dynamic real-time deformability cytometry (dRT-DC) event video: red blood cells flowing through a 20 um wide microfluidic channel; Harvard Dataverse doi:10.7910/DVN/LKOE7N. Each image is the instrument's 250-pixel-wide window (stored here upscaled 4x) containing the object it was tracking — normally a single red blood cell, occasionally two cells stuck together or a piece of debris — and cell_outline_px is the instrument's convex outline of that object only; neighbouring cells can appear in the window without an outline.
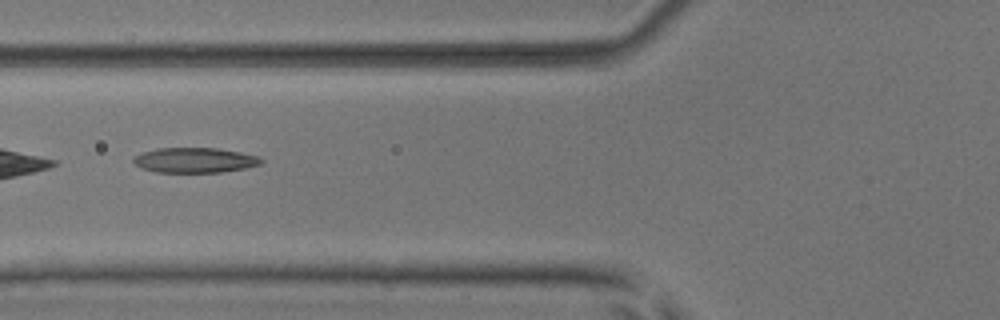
{"species": "common noctule bat (a hibernating species)", "species_latin": "Nyctalus noctula", "temperature_condition": "room temperature", "stored_images_in_passage": 7, "camera_frame_rate_fps": 3000, "um_per_image_px": 0.085, "animal": {"sex": "male", "body_mass_g": 17.9, "forearm_length_mm": 54.2}, "frame": {"image": 1, "passage_image": 5, "time_ms": 1.333, "image_size_px": [1000, 320], "cell_outline_px": [[264, 160], [260, 164], [244, 168], [220, 172], [156, 172], [140, 168], [132, 160], [132, 156], [140, 152], [156, 148], [216, 148], [240, 152], [260, 156]], "centroid_in_image_um": [16.51, 13.6], "position_along_channel_um": 109.3, "area_um2": 18.79}}
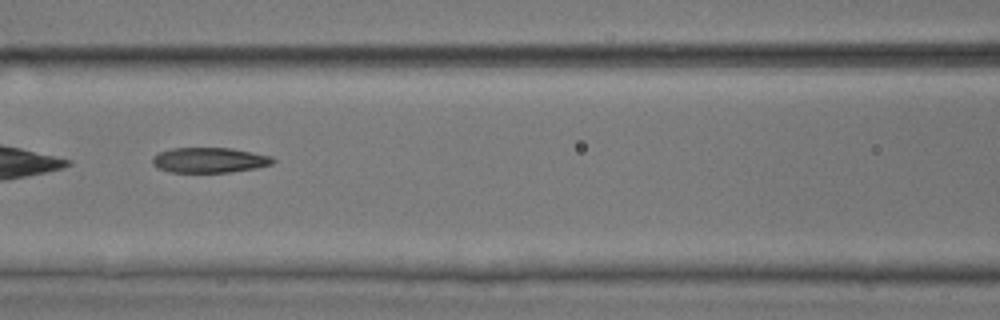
{"frame": {"image": 2, "passage_image": 6, "time_ms": 1.667, "image_size_px": [1000, 320], "cell_outline_px": [[276, 160], [272, 164], [256, 168], [228, 172], [168, 172], [156, 168], [152, 164], [152, 156], [156, 152], [172, 148], [232, 148], [272, 156]], "centroid_in_image_um": [17.75, 13.6], "position_along_channel_um": 148.8, "area_um2": 17.92}}
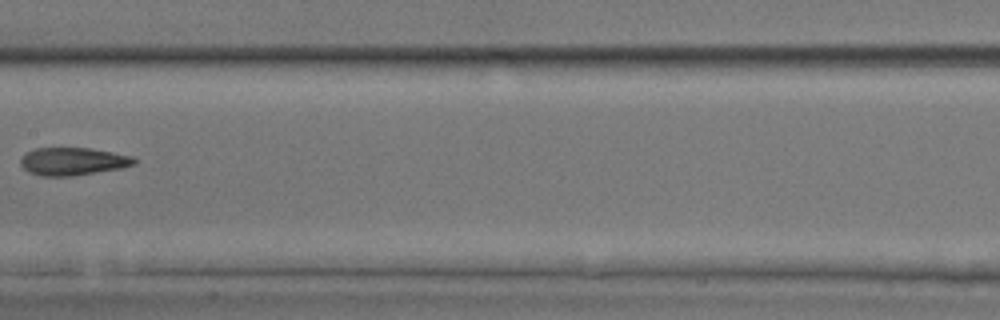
{"frame": {"image": 3, "passage_image": 7, "time_ms": 2.0, "image_size_px": [1000, 320], "cell_outline_px": [[136, 164], [120, 168], [72, 176], [40, 176], [28, 172], [20, 164], [20, 160], [28, 152], [36, 148], [88, 148], [112, 152], [132, 156], [136, 160]], "centroid_in_image_um": [6.19, 13.72], "position_along_channel_um": 201.2, "area_um2": 18.21}}